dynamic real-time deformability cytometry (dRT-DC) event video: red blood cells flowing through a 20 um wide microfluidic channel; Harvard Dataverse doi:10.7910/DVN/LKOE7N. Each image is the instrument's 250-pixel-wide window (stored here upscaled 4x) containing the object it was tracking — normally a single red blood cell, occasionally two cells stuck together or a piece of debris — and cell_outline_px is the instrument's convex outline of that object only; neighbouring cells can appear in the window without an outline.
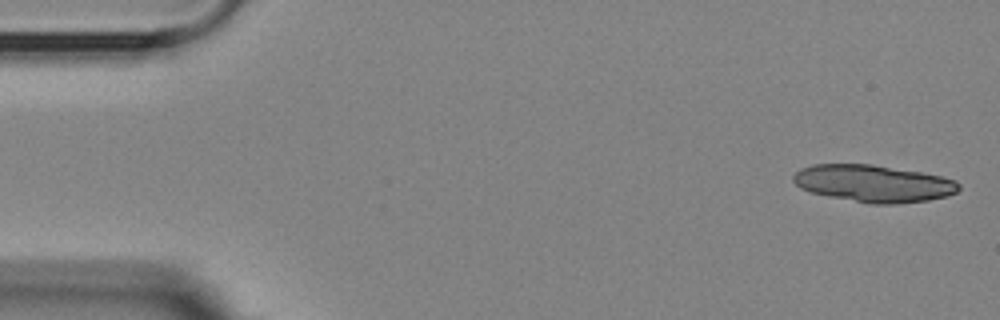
{"species": "Egyptian fruit bat (a non-hibernating species)", "species_latin": "Rousettus aegyptiacus", "temperature_condition": "room temperature", "stored_images_in_passage": 5, "camera_frame_rate_fps": 3000, "um_per_image_px": 0.085, "animal": {"sex": "female"}, "frame": {"image": 1, "passage_image": 1, "time_ms": 0.0, "image_size_px": [1000, 320], "cell_outline_px": [[960, 188], [956, 192], [948, 196], [928, 200], [896, 204], [872, 204], [812, 192], [800, 188], [792, 180], [792, 176], [800, 168], [812, 164], [872, 164], [920, 172], [940, 176], [956, 180], [960, 184]], "centroid_in_image_um": [74.25, 15.58], "position_along_channel_um": 10.7, "area_um2": 35.66}}
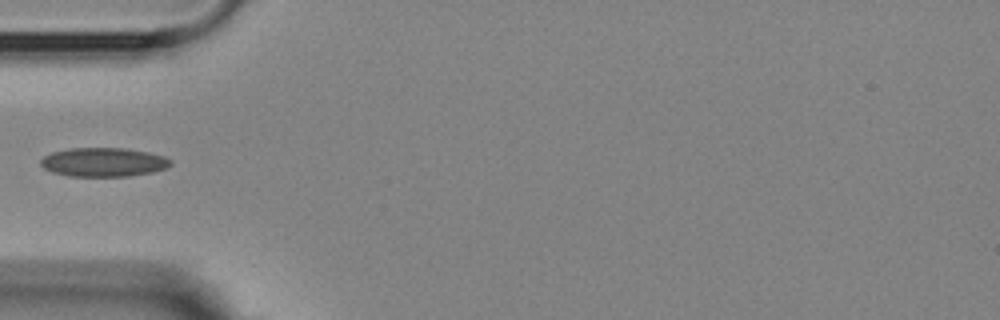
{"frame": {"image": 2, "passage_image": 5, "time_ms": 5.333, "image_size_px": [1000, 320], "cell_outline_px": [[172, 164], [168, 168], [152, 172], [128, 176], [68, 176], [52, 172], [44, 168], [40, 164], [40, 160], [44, 156], [52, 152], [68, 148], [124, 148], [148, 152], [164, 156], [172, 160]], "centroid_in_image_um": [8.81, 13.78], "position_along_channel_um": 76.2, "area_um2": 22.02}}